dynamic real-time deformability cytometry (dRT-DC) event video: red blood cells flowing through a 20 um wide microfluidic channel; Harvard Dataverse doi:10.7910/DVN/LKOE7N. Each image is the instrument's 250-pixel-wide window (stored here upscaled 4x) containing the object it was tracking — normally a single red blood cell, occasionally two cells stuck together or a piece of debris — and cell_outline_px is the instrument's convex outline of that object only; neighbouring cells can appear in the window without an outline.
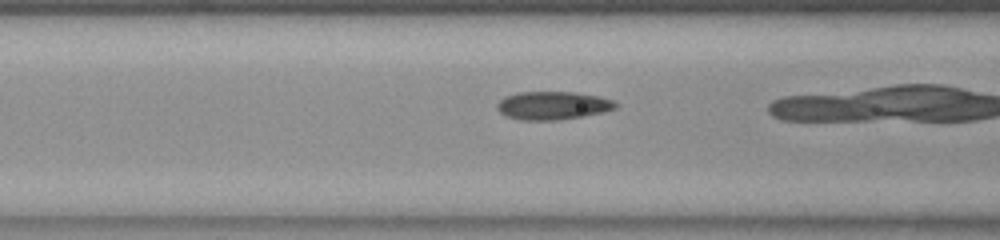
{"species": "common noctule bat (a hibernating species)", "species_latin": "Nyctalus noctula", "temperature_condition": "room temperature", "stored_images_in_passage": 38, "camera_frame_rate_fps": 3000, "um_per_image_px": 0.085, "animal": {"sex": "female", "body_mass_g": 23.0, "forearm_length_mm": 53.4}, "frame": {"image": 1, "passage_image": 18, "time_ms": 5.667, "image_size_px": [1000, 240], "cell_outline_px": [[620, 104], [616, 108], [604, 112], [584, 116], [556, 120], [520, 120], [508, 116], [500, 112], [496, 108], [496, 104], [504, 96], [516, 92], [576, 92], [600, 96], [612, 100]], "centroid_in_image_um": [47.0, 8.96], "position_along_channel_um": 119.6, "area_um2": 19.65}}
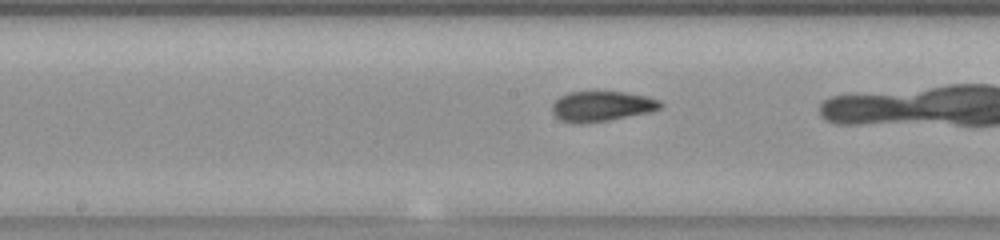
{"frame": {"image": 2, "passage_image": 24, "time_ms": 7.667, "image_size_px": [1000, 240], "cell_outline_px": [[664, 104], [660, 108], [648, 112], [608, 120], [580, 124], [560, 120], [552, 112], [552, 104], [560, 96], [568, 92], [624, 92], [648, 96], [660, 100]], "centroid_in_image_um": [51.14, 9.02], "position_along_channel_um": 197.1, "area_um2": 18.96}}